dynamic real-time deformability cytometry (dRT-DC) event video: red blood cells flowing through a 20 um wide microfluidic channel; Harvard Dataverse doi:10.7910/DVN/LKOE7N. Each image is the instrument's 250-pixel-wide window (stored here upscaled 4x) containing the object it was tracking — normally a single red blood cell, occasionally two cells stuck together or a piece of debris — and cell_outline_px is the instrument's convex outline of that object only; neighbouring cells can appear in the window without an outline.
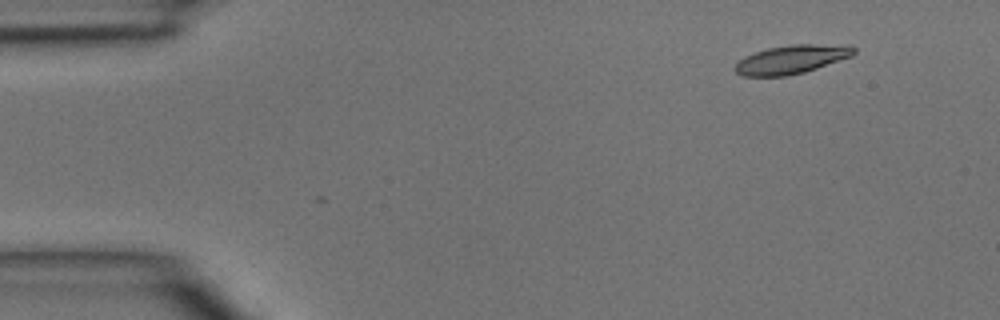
{"species": "common noctule bat (a hibernating species)", "species_latin": "Nyctalus noctula", "temperature_condition": "room temperature", "stored_images_in_passage": 3, "segment_of_instrument_passage": [1, 2], "camera_frame_rate_fps": 3000, "um_per_image_px": 0.085, "animal": {"sex": "male", "body_mass_g": 15.6}, "frame": {"image": 1, "passage_image": 1, "time_ms": 0.0, "image_size_px": [1000, 320], "cell_outline_px": [[856, 52], [852, 56], [804, 72], [788, 76], [744, 76], [736, 72], [732, 68], [744, 56], [768, 48], [792, 44], [848, 44], [856, 48]], "centroid_in_image_um": [67.31, 5.04], "position_along_channel_um": 17.7, "area_um2": 19.94}}